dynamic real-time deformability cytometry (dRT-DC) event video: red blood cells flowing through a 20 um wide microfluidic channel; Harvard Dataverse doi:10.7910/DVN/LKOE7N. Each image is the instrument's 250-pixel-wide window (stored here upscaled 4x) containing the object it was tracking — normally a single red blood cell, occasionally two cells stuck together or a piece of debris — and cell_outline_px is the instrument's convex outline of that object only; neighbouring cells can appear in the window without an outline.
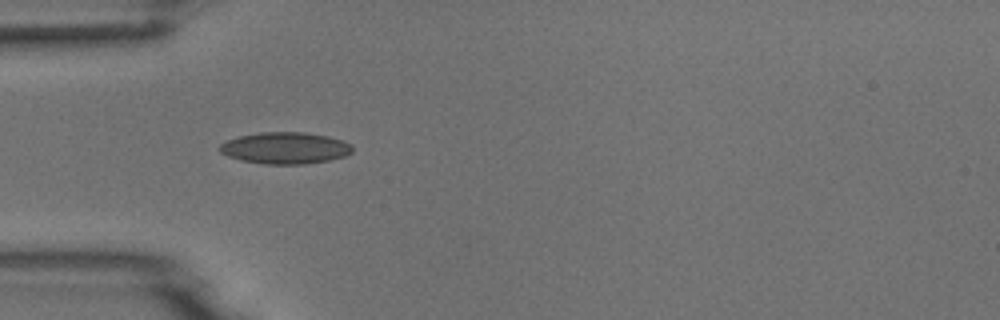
{"species": "common noctule bat (a hibernating species)", "species_latin": "Nyctalus noctula", "temperature_condition": "room temperature", "stored_images_in_passage": 53, "camera_frame_rate_fps": 3000, "um_per_image_px": 0.085, "animal": {"sex": "male", "body_mass_g": 18.8}, "frame": {"image": 1, "passage_image": 16, "time_ms": 5.0, "image_size_px": [1000, 320], "cell_outline_px": [[352, 152], [344, 156], [328, 160], [304, 164], [264, 164], [240, 160], [228, 156], [220, 152], [216, 148], [220, 144], [228, 140], [240, 136], [260, 132], [304, 132], [328, 136], [344, 140], [352, 144]], "centroid_in_image_um": [24.23, 12.58], "position_along_channel_um": 60.8, "area_um2": 24.57}}